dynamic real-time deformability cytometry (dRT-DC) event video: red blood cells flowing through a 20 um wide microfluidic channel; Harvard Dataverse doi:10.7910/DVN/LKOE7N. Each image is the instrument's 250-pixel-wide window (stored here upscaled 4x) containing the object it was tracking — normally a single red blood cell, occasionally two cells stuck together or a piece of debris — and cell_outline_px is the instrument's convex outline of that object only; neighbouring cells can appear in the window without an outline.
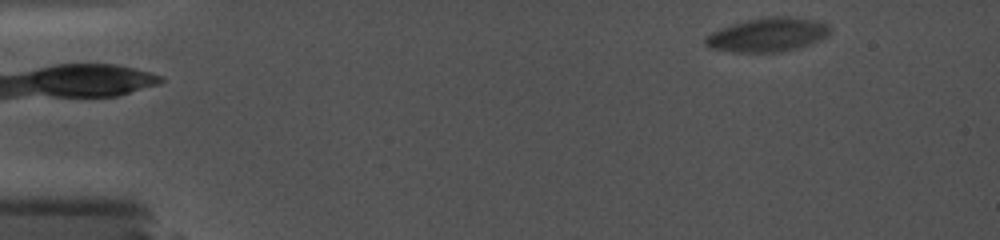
{"species": "common noctule bat (a hibernating species)", "species_latin": "Nyctalus noctula", "temperature_condition": "cold", "stored_images_in_passage": 35, "camera_frame_rate_fps": 5000, "um_per_image_px": 0.085, "animal": {"sex": "female", "body_mass_g": 19.0, "forearm_length_mm": 56.7}, "frame": {"image": 1, "passage_image": 3, "time_ms": 0.8, "image_size_px": [1000, 240], "cell_outline_px": [[832, 32], [828, 36], [812, 44], [780, 52], [732, 52], [708, 48], [704, 44], [704, 36], [720, 28], [732, 24], [748, 20], [768, 16], [788, 16], [812, 20], [828, 24], [832, 28]], "centroid_in_image_um": [65.25, 2.96], "position_along_channel_um": 19.8, "area_um2": 24.91}}
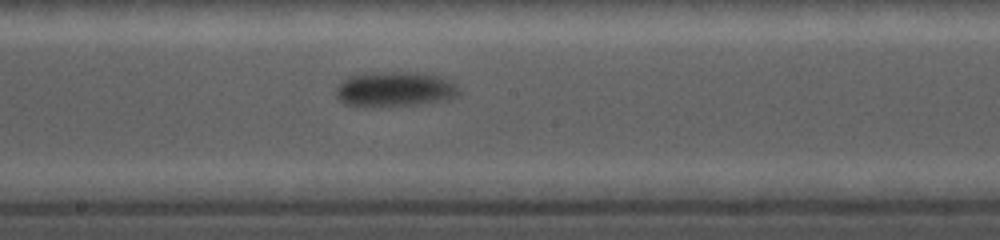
{"frame": {"image": 2, "passage_image": 22, "time_ms": 9.2, "image_size_px": [1000, 240], "cell_outline_px": [[460, 96], [452, 100], [420, 104], [364, 108], [344, 104], [336, 96], [336, 88], [348, 76], [372, 72], [416, 72], [436, 76], [448, 80], [456, 84], [460, 92]], "centroid_in_image_um": [33.57, 7.61], "position_along_channel_um": 214.6, "area_um2": 25.66}}
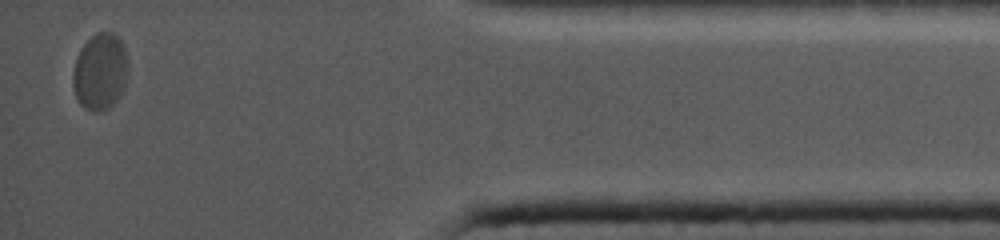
{"frame": {"image": 3, "passage_image": 34, "time_ms": 16.0, "image_size_px": [1000, 240], "cell_outline_px": [[128, 76], [124, 88], [120, 96], [108, 108], [84, 108], [80, 104], [76, 96], [72, 84], [72, 72], [76, 56], [80, 48], [96, 32], [112, 32], [124, 44], [128, 60]], "centroid_in_image_um": [8.52, 6.04], "position_along_channel_um": 426.7, "area_um2": 24.68}}